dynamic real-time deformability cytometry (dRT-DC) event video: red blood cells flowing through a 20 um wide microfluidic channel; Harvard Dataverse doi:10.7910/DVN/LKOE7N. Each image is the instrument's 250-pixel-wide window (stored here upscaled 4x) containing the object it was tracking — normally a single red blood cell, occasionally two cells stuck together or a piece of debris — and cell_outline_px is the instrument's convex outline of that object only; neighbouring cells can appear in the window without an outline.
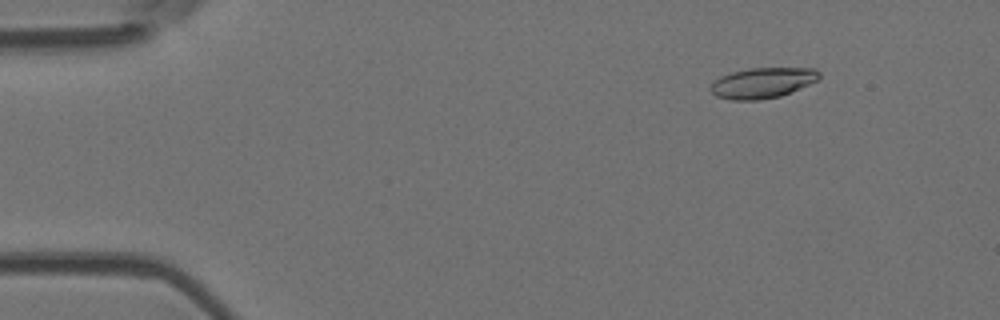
{"species": "Egyptian fruit bat (a non-hibernating species)", "species_latin": "Rousettus aegyptiacus", "temperature_condition": "room temperature", "stored_images_in_passage": 5, "camera_frame_rate_fps": 3000, "um_per_image_px": 0.085, "animal": {"sex": "female"}, "frame": {"image": 1, "passage_image": 2, "time_ms": 1.0, "image_size_px": [1000, 320], "cell_outline_px": [[820, 76], [816, 80], [800, 88], [780, 96], [756, 100], [732, 100], [716, 96], [708, 88], [720, 76], [732, 72], [748, 68], [816, 68], [820, 72]], "centroid_in_image_um": [64.8, 7.04], "position_along_channel_um": 20.2, "area_um2": 19.19}}
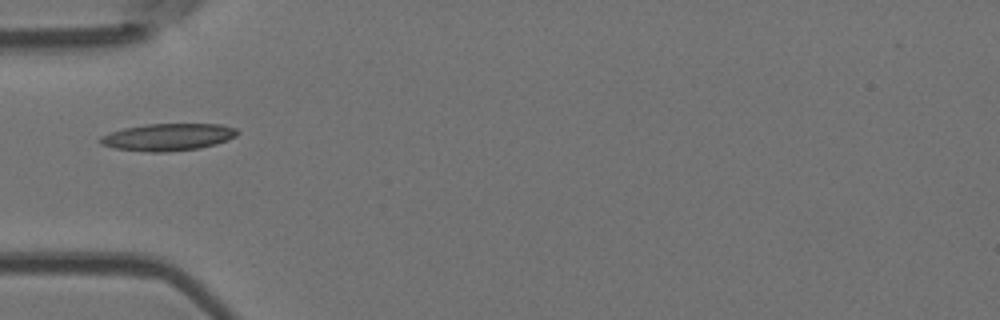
{"frame": {"image": 2, "passage_image": 5, "time_ms": 4.667, "image_size_px": [1000, 320], "cell_outline_px": [[240, 132], [236, 136], [228, 140], [216, 144], [200, 148], [168, 152], [152, 152], [116, 148], [100, 144], [96, 140], [100, 136], [124, 128], [148, 124], [220, 124], [236, 128]], "centroid_in_image_um": [14.3, 11.65], "position_along_channel_um": 70.7, "area_um2": 21.73}}